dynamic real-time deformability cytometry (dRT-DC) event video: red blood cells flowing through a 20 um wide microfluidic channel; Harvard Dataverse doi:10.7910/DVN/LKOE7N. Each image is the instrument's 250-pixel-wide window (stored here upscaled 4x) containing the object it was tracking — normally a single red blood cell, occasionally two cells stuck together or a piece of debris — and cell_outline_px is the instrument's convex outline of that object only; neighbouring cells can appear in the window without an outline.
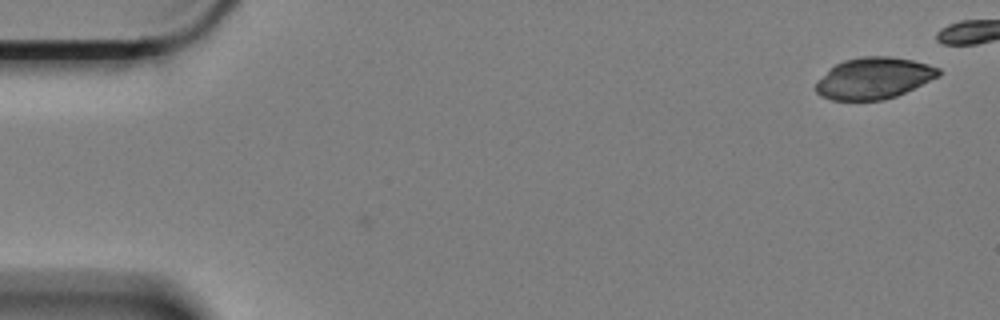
{"species": "Egyptian fruit bat (a non-hibernating species)", "species_latin": "Rousettus aegyptiacus", "temperature_condition": "cold", "stored_images_in_passage": 2, "camera_frame_rate_fps": 3000, "um_per_image_px": 0.085, "animal": {"sex": "female"}, "frame": {"image": 1, "passage_image": 1, "time_ms": 0.0, "image_size_px": [1000, 320], "cell_outline_px": [[940, 76], [896, 96], [884, 100], [832, 100], [820, 96], [816, 92], [816, 80], [828, 68], [844, 60], [860, 56], [888, 56], [912, 60], [928, 64], [940, 68]], "centroid_in_image_um": [74.24, 6.64], "position_along_channel_um": 10.8, "area_um2": 29.82}}